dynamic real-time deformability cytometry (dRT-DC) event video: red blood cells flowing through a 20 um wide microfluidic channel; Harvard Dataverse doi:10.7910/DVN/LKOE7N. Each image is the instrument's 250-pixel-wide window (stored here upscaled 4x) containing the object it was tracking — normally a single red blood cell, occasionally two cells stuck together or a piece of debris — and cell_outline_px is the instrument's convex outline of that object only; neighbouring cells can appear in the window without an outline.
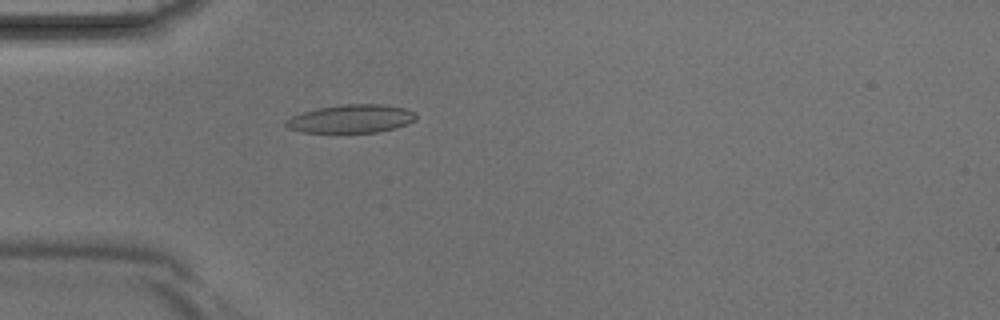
{"species": "Egyptian fruit bat (a non-hibernating species)", "species_latin": "Rousettus aegyptiacus", "temperature_condition": "room temperature", "stored_images_in_passage": 37, "camera_frame_rate_fps": 3000, "um_per_image_px": 0.085, "animal": {"sex": "male"}, "frame": {"image": 1, "passage_image": 8, "time_ms": 2.333, "image_size_px": [1000, 320], "cell_outline_px": [[416, 120], [408, 124], [376, 132], [304, 132], [288, 128], [284, 124], [284, 120], [292, 116], [316, 108], [344, 104], [380, 104], [404, 108], [416, 112]], "centroid_in_image_um": [29.85, 10.08], "position_along_channel_um": 55.2, "area_um2": 21.33}}
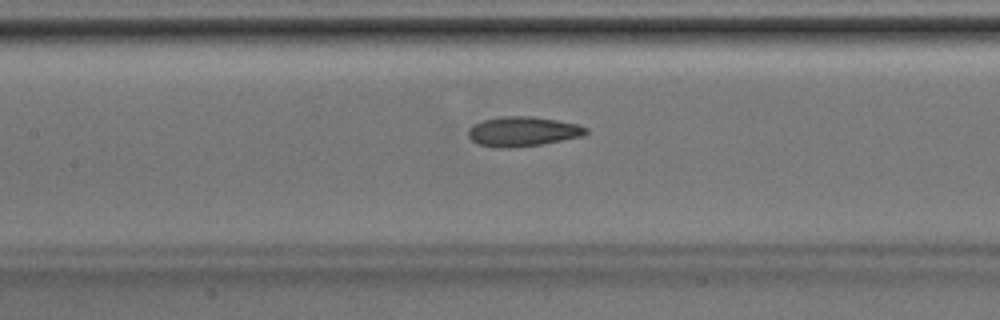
{"frame": {"image": 2, "passage_image": 15, "time_ms": 4.667, "image_size_px": [1000, 320], "cell_outline_px": [[588, 132], [584, 136], [540, 144], [508, 148], [496, 148], [480, 144], [472, 140], [468, 136], [468, 128], [472, 124], [484, 120], [500, 116], [532, 116], [556, 120], [576, 124], [588, 128]], "centroid_in_image_um": [44.42, 11.17], "position_along_channel_um": 163.0, "area_um2": 20.35}}
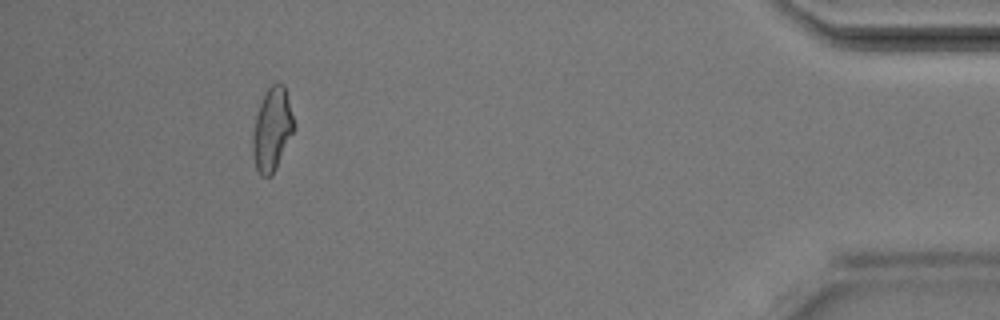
{"frame": {"image": 3, "passage_image": 34, "time_ms": 11.0, "image_size_px": [1000, 320], "cell_outline_px": [[292, 132], [276, 168], [268, 176], [260, 176], [256, 168], [252, 152], [252, 136], [256, 116], [264, 92], [272, 84], [284, 84], [292, 116]], "centroid_in_image_um": [23.08, 11.0], "position_along_channel_um": 412.1, "area_um2": 19.25}}